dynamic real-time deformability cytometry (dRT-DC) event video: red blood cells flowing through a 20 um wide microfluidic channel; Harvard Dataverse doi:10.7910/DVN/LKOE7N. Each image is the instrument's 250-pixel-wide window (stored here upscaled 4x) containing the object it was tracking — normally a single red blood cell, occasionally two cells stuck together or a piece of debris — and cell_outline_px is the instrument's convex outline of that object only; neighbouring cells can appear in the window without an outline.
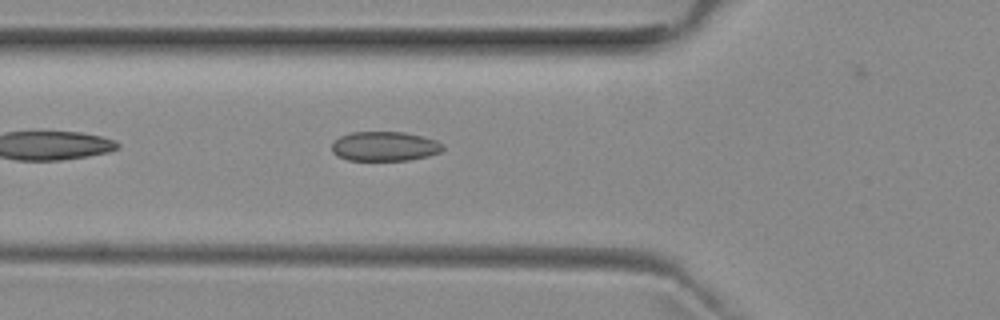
{"species": "common noctule bat (a hibernating species)", "species_latin": "Nyctalus noctula", "temperature_condition": "room temperature", "stored_images_in_passage": 34, "camera_frame_rate_fps": 3000, "um_per_image_px": 0.085, "animal": {"sex": "female", "body_mass_g": 29.2, "forearm_length_mm": 56.3}, "frame": {"image": 1, "passage_image": 4, "time_ms": 1.0, "image_size_px": [1000, 320], "cell_outline_px": [[444, 148], [440, 152], [428, 156], [408, 160], [348, 160], [336, 156], [332, 152], [332, 144], [340, 136], [352, 132], [404, 132], [436, 140], [444, 144]], "centroid_in_image_um": [32.69, 12.44], "position_along_channel_um": 93.1, "area_um2": 19.07}}
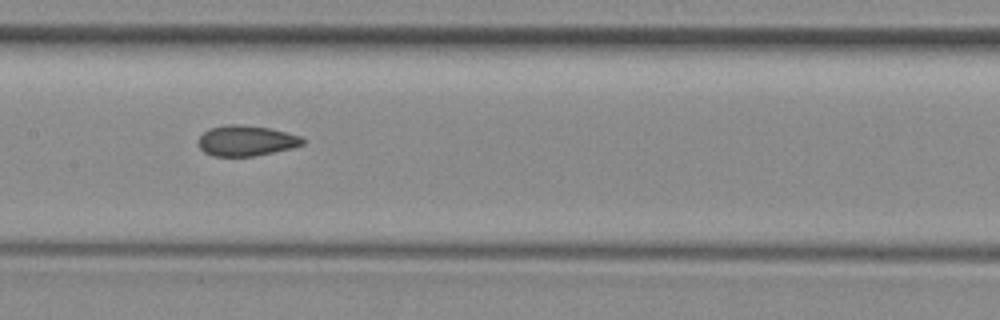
{"frame": {"image": 2, "passage_image": 11, "time_ms": 3.333, "image_size_px": [1000, 320], "cell_outline_px": [[304, 144], [292, 148], [252, 156], [212, 156], [204, 152], [200, 148], [200, 136], [208, 128], [228, 124], [236, 124], [268, 128], [300, 136], [304, 140]], "centroid_in_image_um": [20.9, 11.96], "position_along_channel_um": 186.5, "area_um2": 18.26}}
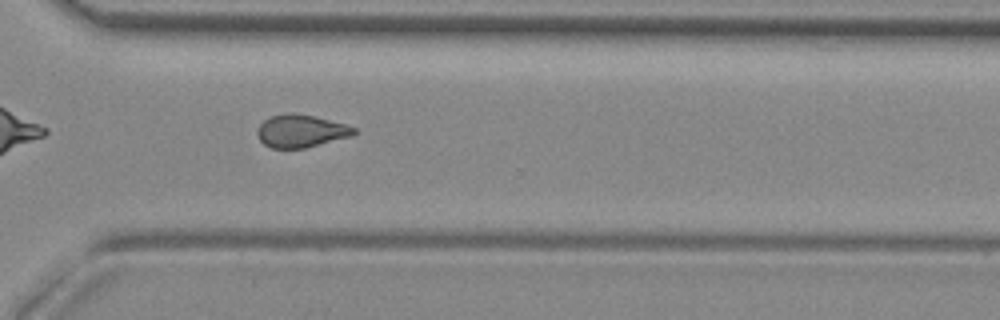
{"frame": {"image": 3, "passage_image": 23, "time_ms": 7.333, "image_size_px": [1000, 320], "cell_outline_px": [[356, 132], [352, 136], [304, 148], [272, 148], [264, 144], [260, 140], [256, 132], [256, 128], [264, 120], [272, 116], [284, 112], [292, 112], [312, 116], [344, 124], [356, 128]], "centroid_in_image_um": [25.54, 11.13], "position_along_channel_um": 345.1, "area_um2": 18.32}, "authors_computed_cell_mechanics": {"area_um2": 18.4382, "velocity_mm_per_s": 3.9705, "shape_relaxation_time_tau1_ms": null, "shape_relaxation_time_tau2_ms": 2.3111, "deformation_change_tau1": null, "deformation_change_tau2": 0.0868}}